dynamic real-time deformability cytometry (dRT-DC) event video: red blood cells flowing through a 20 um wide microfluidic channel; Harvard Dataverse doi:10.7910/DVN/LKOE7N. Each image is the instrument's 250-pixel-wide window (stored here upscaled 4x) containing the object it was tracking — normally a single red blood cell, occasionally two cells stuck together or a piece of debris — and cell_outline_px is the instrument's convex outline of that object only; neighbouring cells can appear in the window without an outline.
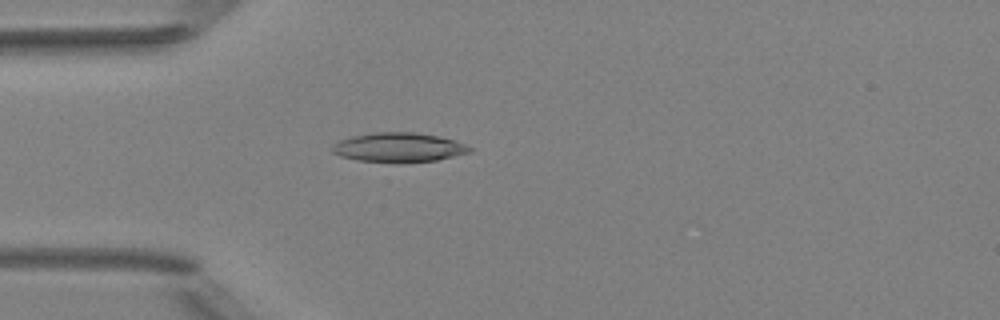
{"species": "Egyptian fruit bat (a non-hibernating species)", "species_latin": "Rousettus aegyptiacus", "temperature_condition": "room temperature", "stored_images_in_passage": 2, "camera_frame_rate_fps": 3000, "um_per_image_px": 0.085, "animal": {"sex": "female"}, "frame": {"image": 1, "passage_image": 2, "time_ms": 1.333, "image_size_px": [1000, 320], "cell_outline_px": [[472, 152], [436, 160], [356, 160], [340, 156], [332, 152], [332, 144], [340, 140], [352, 136], [376, 132], [416, 132], [440, 136], [464, 144], [472, 148]], "centroid_in_image_um": [33.88, 12.49], "position_along_channel_um": 51.1, "area_um2": 22.72}}